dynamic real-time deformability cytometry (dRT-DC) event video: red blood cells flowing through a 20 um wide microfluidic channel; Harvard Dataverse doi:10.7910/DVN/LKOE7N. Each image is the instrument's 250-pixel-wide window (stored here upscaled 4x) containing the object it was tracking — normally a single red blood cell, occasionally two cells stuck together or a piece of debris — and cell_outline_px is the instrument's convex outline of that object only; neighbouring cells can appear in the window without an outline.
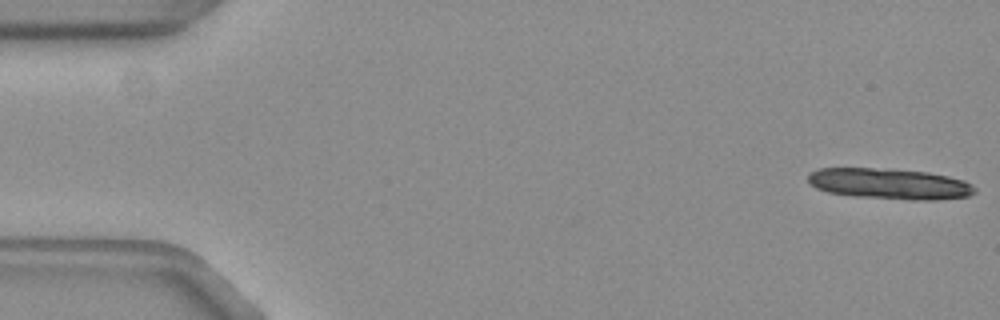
{"species": "common noctule bat (a hibernating species)", "species_latin": "Nyctalus noctula", "temperature_condition": "warm", "stored_images_in_passage": 14, "camera_frame_rate_fps": 3000, "um_per_image_px": 0.085, "animal": {"sex": "female", "body_mass_g": 19.3, "forearm_length_mm": 54.1}, "frame": {"image": 1, "passage_image": 1, "time_ms": 0.0, "image_size_px": [1000, 320], "cell_outline_px": [[976, 192], [968, 196], [940, 200], [908, 200], [852, 196], [828, 192], [816, 188], [808, 184], [808, 172], [820, 168], [872, 168], [928, 172], [948, 176], [964, 180], [972, 184], [976, 188]], "centroid_in_image_um": [75.61, 15.63], "position_along_channel_um": 9.4, "area_um2": 30.23}}